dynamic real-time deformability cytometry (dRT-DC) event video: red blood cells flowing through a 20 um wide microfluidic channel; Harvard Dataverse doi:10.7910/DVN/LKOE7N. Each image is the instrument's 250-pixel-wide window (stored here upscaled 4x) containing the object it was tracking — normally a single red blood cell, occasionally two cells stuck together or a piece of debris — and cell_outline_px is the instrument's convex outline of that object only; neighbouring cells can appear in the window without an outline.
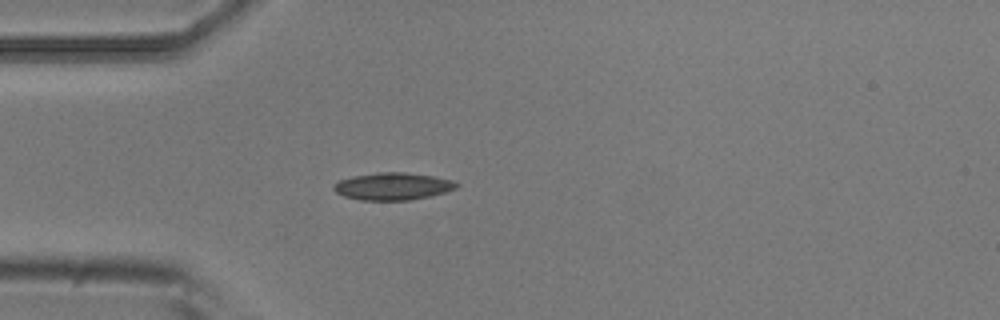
{"species": "common noctule bat (a hibernating species)", "species_latin": "Nyctalus noctula", "temperature_condition": "room temperature", "stored_images_in_passage": 1, "camera_frame_rate_fps": 3000, "um_per_image_px": 0.085, "animal": {"sex": "male", "body_mass_g": 20.5, "forearm_length_mm": 52.5}, "frame": {"image": 1, "passage_image": 1, "time_ms": 0.0, "image_size_px": [1000, 320], "cell_outline_px": [[460, 184], [456, 188], [432, 196], [408, 200], [360, 200], [344, 196], [336, 192], [332, 188], [332, 184], [340, 180], [352, 176], [376, 172], [404, 172], [432, 176], [452, 180]], "centroid_in_image_um": [33.36, 15.83], "position_along_channel_um": 51.6, "area_um2": 19.59}}